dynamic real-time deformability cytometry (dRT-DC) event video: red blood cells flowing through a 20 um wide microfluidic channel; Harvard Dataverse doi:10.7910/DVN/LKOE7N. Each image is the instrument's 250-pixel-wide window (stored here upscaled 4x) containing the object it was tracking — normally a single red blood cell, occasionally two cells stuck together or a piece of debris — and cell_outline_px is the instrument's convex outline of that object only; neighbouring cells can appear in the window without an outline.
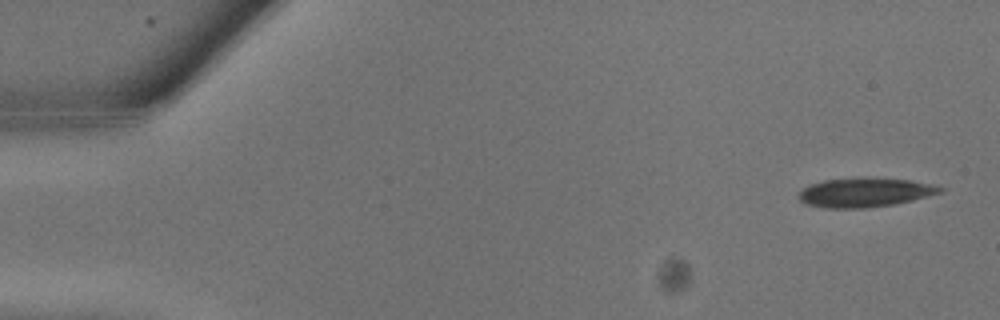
{"species": "common noctule bat (a hibernating species)", "species_latin": "Nyctalus noctula", "temperature_condition": "warm", "stored_images_in_passage": 9, "camera_frame_rate_fps": 3000, "um_per_image_px": 0.085, "animal": {"sex": "male", "body_mass_g": 13.3}, "frame": {"image": 1, "passage_image": 1, "time_ms": 0.0, "image_size_px": [1000, 320], "cell_outline_px": [[944, 192], [896, 204], [864, 208], [824, 208], [808, 204], [800, 200], [800, 192], [804, 188], [812, 184], [824, 180], [912, 180], [944, 188]], "centroid_in_image_um": [73.54, 16.41], "position_along_channel_um": 11.5, "area_um2": 22.89}}
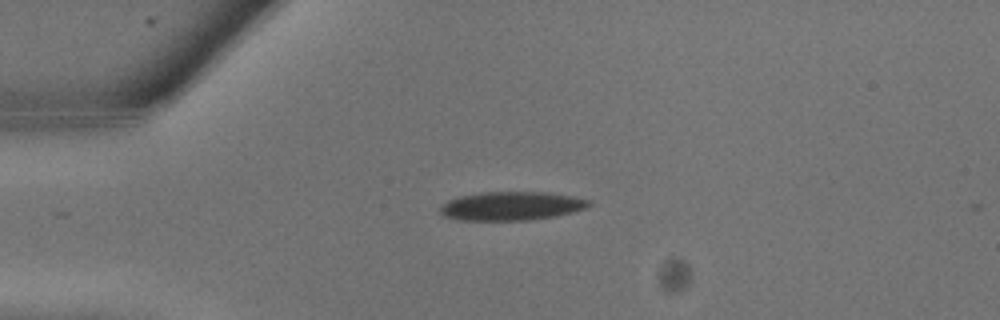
{"frame": {"image": 2, "passage_image": 6, "time_ms": 1.667, "image_size_px": [1000, 320], "cell_outline_px": [[592, 204], [588, 208], [556, 216], [532, 220], [456, 220], [444, 216], [440, 212], [440, 208], [448, 200], [460, 196], [484, 192], [548, 192], [572, 196], [592, 200]], "centroid_in_image_um": [43.52, 17.51], "position_along_channel_um": 41.5, "area_um2": 25.03}}